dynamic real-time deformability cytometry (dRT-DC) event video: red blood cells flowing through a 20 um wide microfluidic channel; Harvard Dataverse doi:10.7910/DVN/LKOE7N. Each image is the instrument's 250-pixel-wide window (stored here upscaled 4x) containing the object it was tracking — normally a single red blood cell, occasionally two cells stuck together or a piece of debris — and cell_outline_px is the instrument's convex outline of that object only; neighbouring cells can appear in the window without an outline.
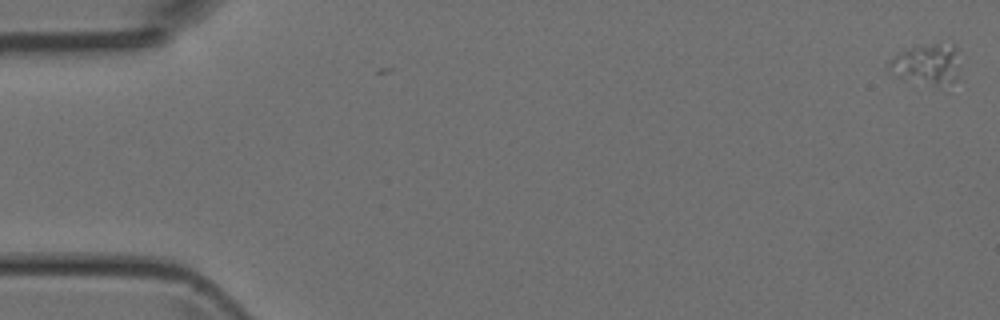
{"species": "Egyptian fruit bat (a non-hibernating species)", "species_latin": "Rousettus aegyptiacus", "temperature_condition": "room temperature", "stored_images_in_passage": 3, "camera_frame_rate_fps": 3000, "um_per_image_px": 0.085, "animal": {"sex": "female"}, "frame": {"image": 1, "passage_image": 3, "time_ms": 0.667, "image_size_px": [1000, 320], "cell_outline_px": [[956, 76], [952, 80], [936, 84], [896, 76], [888, 72], [884, 68], [900, 52], [916, 48], [936, 44], [952, 48], [956, 52]], "centroid_in_image_um": [78.66, 5.46], "position_along_channel_um": 6.3, "area_um2": 15.03}}